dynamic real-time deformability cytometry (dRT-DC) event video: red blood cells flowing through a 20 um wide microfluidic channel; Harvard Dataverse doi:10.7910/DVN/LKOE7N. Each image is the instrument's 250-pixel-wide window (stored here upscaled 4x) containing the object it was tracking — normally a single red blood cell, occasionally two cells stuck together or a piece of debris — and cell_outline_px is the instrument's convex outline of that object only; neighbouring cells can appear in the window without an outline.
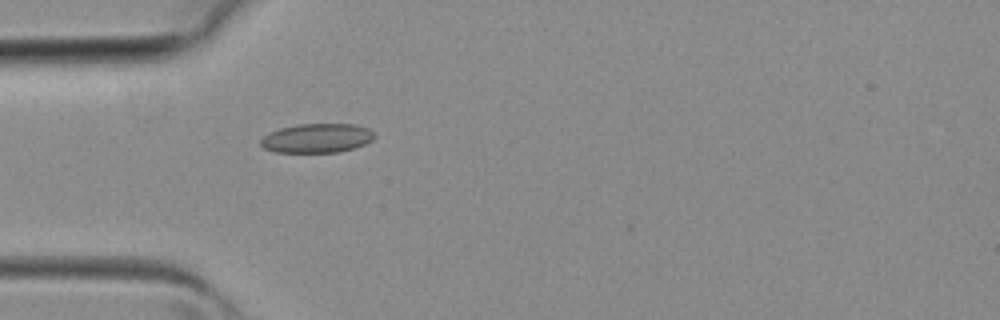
{"species": "common noctule bat (a hibernating species)", "species_latin": "Nyctalus noctula", "temperature_condition": "room temperature", "stored_images_in_passage": 14, "camera_frame_rate_fps": 3000, "um_per_image_px": 0.085, "animal": {"sex": "female", "body_mass_g": 19.3, "forearm_length_mm": 54.1}, "frame": {"image": 1, "passage_image": 1, "time_ms": 0.0, "image_size_px": [1000, 320], "cell_outline_px": [[376, 136], [372, 140], [364, 144], [352, 148], [336, 152], [276, 152], [264, 148], [260, 144], [260, 140], [264, 136], [280, 128], [300, 124], [356, 124], [368, 128]], "centroid_in_image_um": [26.95, 11.74], "position_along_channel_um": 58.1, "area_um2": 19.13}}
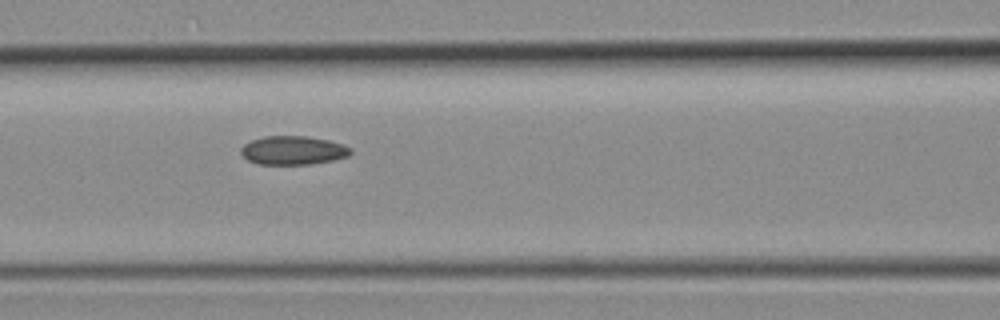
{"frame": {"image": 2, "passage_image": 6, "time_ms": 1.667, "image_size_px": [1000, 320], "cell_outline_px": [[352, 152], [348, 156], [332, 160], [312, 164], [256, 164], [248, 160], [240, 152], [240, 148], [244, 144], [252, 140], [264, 136], [308, 136], [328, 140], [344, 144], [352, 148]], "centroid_in_image_um": [24.92, 12.77], "position_along_channel_um": 141.7, "area_um2": 18.44}}
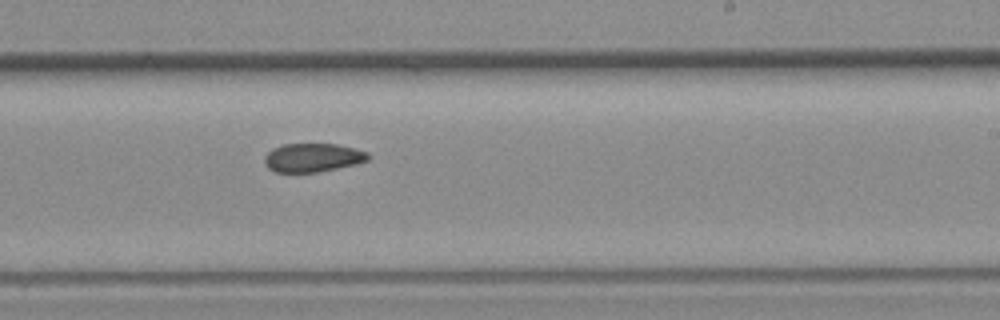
{"frame": {"image": 3, "passage_image": 13, "time_ms": 4.0, "image_size_px": [1000, 320], "cell_outline_px": [[368, 160], [356, 164], [316, 172], [276, 172], [268, 168], [264, 160], [264, 156], [272, 148], [284, 144], [336, 144], [368, 152]], "centroid_in_image_um": [26.55, 13.39], "position_along_channel_um": 262.5, "area_um2": 17.11}}